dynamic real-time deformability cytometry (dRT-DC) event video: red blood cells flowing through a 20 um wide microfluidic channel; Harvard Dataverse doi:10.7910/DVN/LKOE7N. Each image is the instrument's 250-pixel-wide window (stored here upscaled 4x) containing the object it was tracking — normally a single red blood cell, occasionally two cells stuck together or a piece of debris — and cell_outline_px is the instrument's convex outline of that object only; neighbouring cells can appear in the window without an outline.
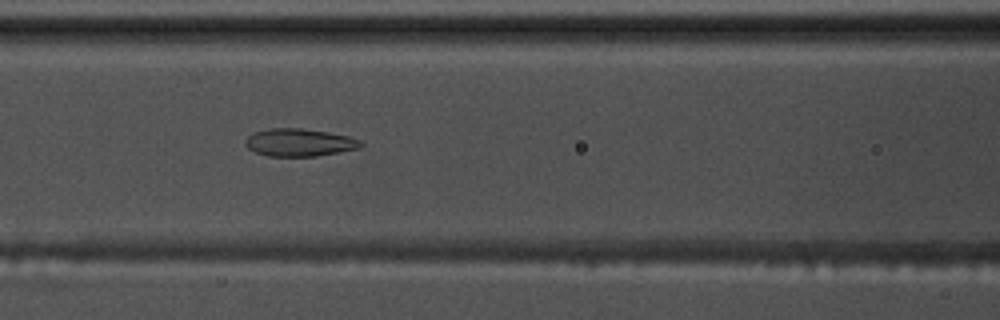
{"species": "common noctule bat (a hibernating species)", "species_latin": "Nyctalus noctula", "temperature_condition": "warm", "stored_images_in_passage": 52, "camera_frame_rate_fps": 3000, "um_per_image_px": 0.085, "animal": {"sex": "male", "body_mass_g": 17.5, "forearm_length_mm": 52.3}, "frame": {"image": 1, "passage_image": 19, "time_ms": 6.0, "image_size_px": [1000, 320], "cell_outline_px": [[364, 144], [360, 148], [316, 156], [268, 156], [256, 152], [248, 148], [244, 144], [244, 140], [252, 132], [272, 128], [300, 128], [328, 132], [348, 136], [360, 140]], "centroid_in_image_um": [25.42, 12.11], "position_along_channel_um": 141.2, "area_um2": 18.61}}
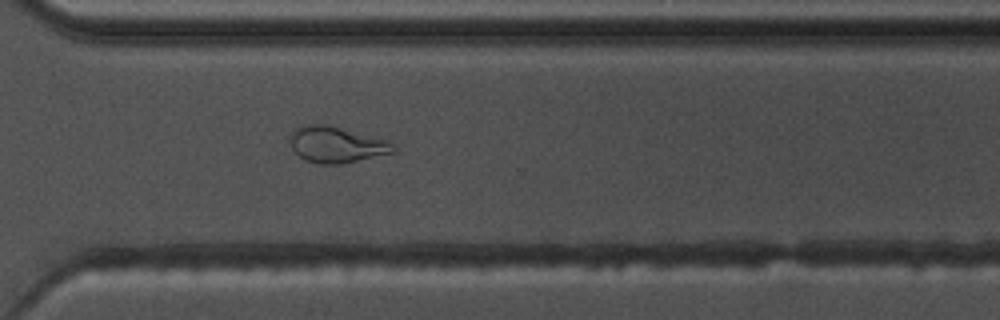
{"frame": {"image": 2, "passage_image": 36, "time_ms": 11.667, "image_size_px": [1000, 320], "cell_outline_px": [[396, 148], [392, 152], [344, 164], [320, 164], [304, 160], [292, 148], [292, 132], [308, 124], [328, 124], [388, 140]], "centroid_in_image_um": [28.62, 12.3], "position_along_channel_um": 342.0, "area_um2": 21.39}}
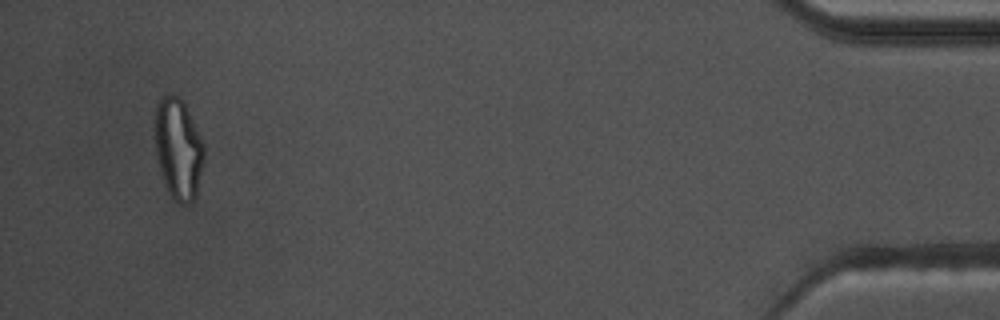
{"frame": {"image": 3, "passage_image": 49, "time_ms": 16.0, "image_size_px": [1000, 320], "cell_outline_px": [[204, 160], [196, 196], [188, 204], [180, 204], [172, 200], [168, 192], [160, 168], [156, 152], [156, 104], [160, 96], [172, 92], [180, 96], [204, 144]], "centroid_in_image_um": [15.16, 12.64], "position_along_channel_um": 420.0, "area_um2": 28.73}, "authors_computed_cell_mechanics": {"area_um2": 21.3571, "velocity_mm_per_s": 3.5508, "shape_relaxation_time_tau1_ms": null, "shape_relaxation_time_tau2_ms": 1.6455, "deformation_change_tau1": null, "deformation_change_tau2": 0.0783}}